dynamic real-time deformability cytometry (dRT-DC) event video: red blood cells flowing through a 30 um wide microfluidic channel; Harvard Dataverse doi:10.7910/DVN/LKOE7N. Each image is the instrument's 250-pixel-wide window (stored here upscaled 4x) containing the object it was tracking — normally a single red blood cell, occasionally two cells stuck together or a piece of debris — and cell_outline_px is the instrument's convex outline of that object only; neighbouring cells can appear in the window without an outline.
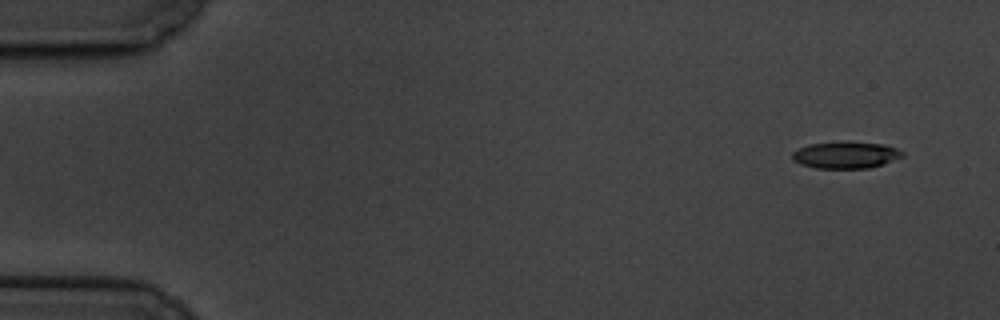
{"species": "common noctule bat (a hibernating species)", "species_latin": "Nyctalus noctula", "temperature_condition": "cold", "stored_images_in_passage": 16, "camera_frame_rate_fps": 3000, "um_per_image_px": 0.085, "animal": {"sex": "male", "body_mass_g": 19.5, "forearm_length_mm": 54.6}, "frame": {"image": 1, "passage_image": 1, "time_ms": 0.0, "image_size_px": [1000, 320], "cell_outline_px": [[904, 156], [884, 164], [868, 168], [816, 168], [800, 164], [792, 160], [792, 152], [808, 144], [844, 140], [884, 144], [896, 148], [904, 152]], "centroid_in_image_um": [71.89, 13.15], "position_along_channel_um": 13.1, "area_um2": 17.57}}
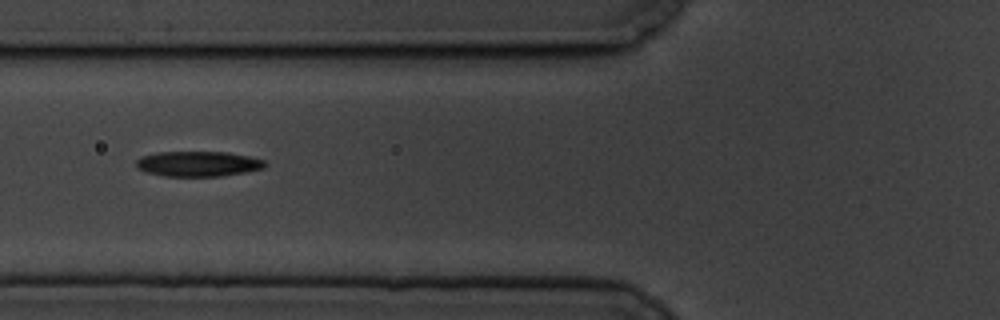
{"frame": {"image": 2, "passage_image": 6, "time_ms": 6.333, "image_size_px": [1000, 320], "cell_outline_px": [[268, 164], [264, 168], [248, 172], [220, 176], [164, 176], [144, 172], [136, 168], [136, 160], [140, 156], [160, 152], [228, 152], [248, 156], [264, 160]], "centroid_in_image_um": [16.83, 13.93], "position_along_channel_um": 109.0, "area_um2": 19.13}}
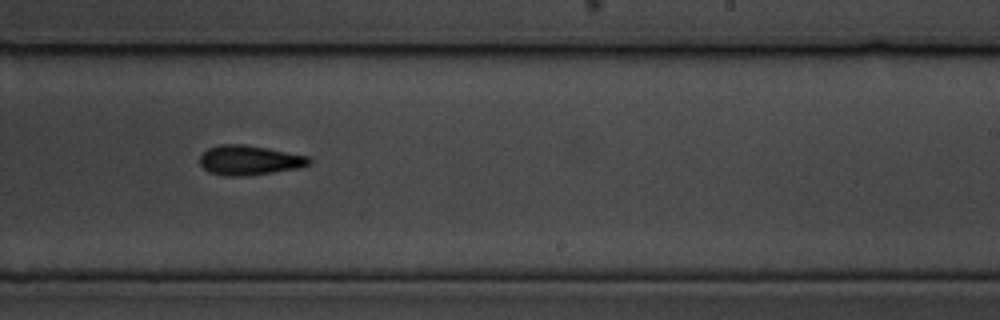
{"frame": {"image": 3, "passage_image": 10, "time_ms": 11.0, "image_size_px": [1000, 320], "cell_outline_px": [[312, 160], [308, 164], [296, 168], [248, 176], [224, 176], [208, 172], [200, 164], [200, 156], [208, 148], [220, 144], [244, 144], [308, 156]], "centroid_in_image_um": [21.14, 13.62], "position_along_channel_um": 267.9, "area_um2": 18.73}, "authors_computed_cell_mechanics": {"area_um2": 17.8024, "velocity_mm_per_s": 3.4182, "shape_relaxation_time_tau1_ms": null, "shape_relaxation_time_tau2_ms": 2.017, "deformation_change_tau1": null, "deformation_change_tau2": 0.0726}}